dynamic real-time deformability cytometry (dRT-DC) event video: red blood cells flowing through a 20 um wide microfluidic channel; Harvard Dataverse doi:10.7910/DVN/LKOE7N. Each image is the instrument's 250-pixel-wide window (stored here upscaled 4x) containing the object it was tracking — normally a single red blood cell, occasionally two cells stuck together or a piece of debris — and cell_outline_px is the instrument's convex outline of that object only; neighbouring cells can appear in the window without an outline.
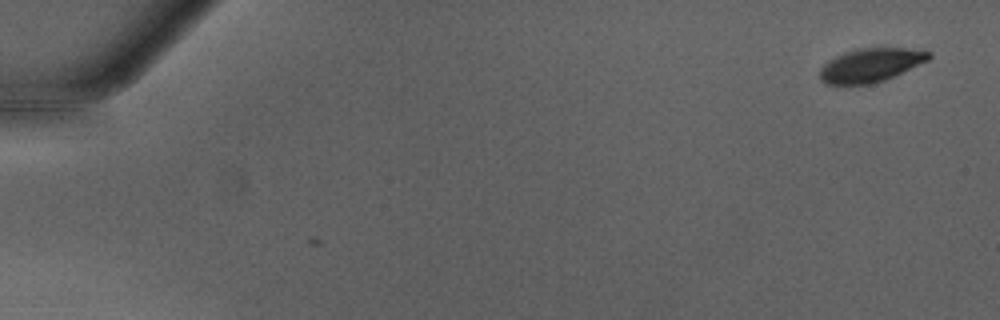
{"species": "Egyptian fruit bat (a non-hibernating species)", "species_latin": "Rousettus aegyptiacus", "temperature_condition": "warm", "stored_images_in_passage": 49, "camera_frame_rate_fps": 3000, "um_per_image_px": 0.085, "animal": {"sex": "male"}, "frame": {"image": 1, "passage_image": 1, "time_ms": 0.0, "image_size_px": [1000, 320], "cell_outline_px": [[932, 56], [928, 60], [884, 80], [868, 84], [824, 84], [820, 80], [820, 68], [828, 60], [844, 52], [864, 48], [904, 48], [932, 52]], "centroid_in_image_um": [73.98, 5.53], "position_along_channel_um": 11.0, "area_um2": 21.1}}
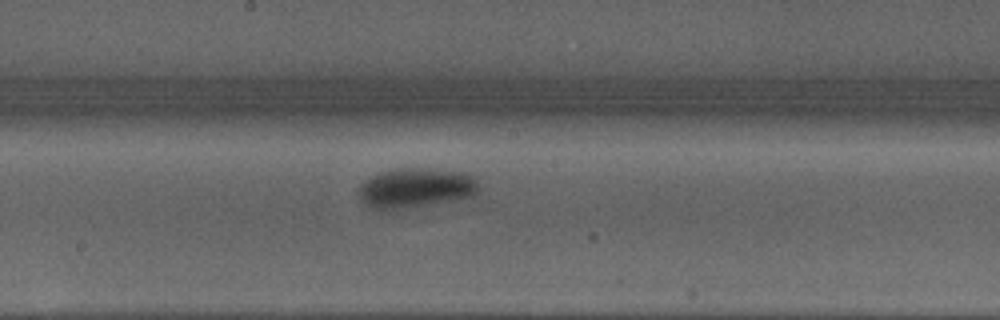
{"frame": {"image": 2, "passage_image": 27, "time_ms": 8.667, "image_size_px": [1000, 320], "cell_outline_px": [[480, 188], [472, 196], [448, 200], [396, 208], [376, 208], [360, 200], [356, 192], [360, 184], [380, 172], [392, 168], [436, 168], [468, 172], [476, 176]], "centroid_in_image_um": [35.37, 15.9], "position_along_channel_um": 212.8, "area_um2": 27.46}}
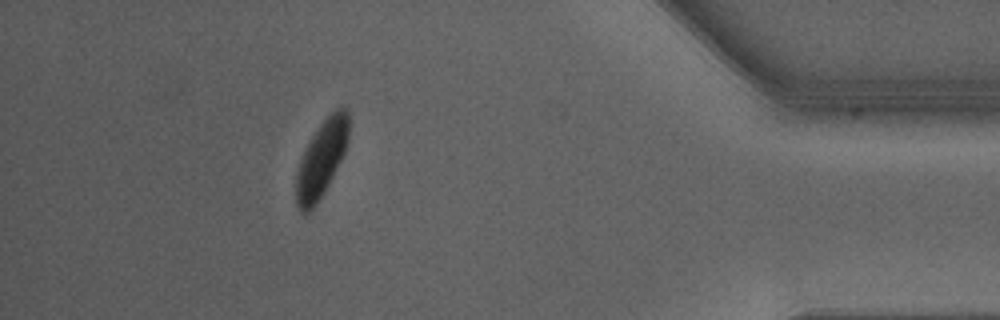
{"frame": {"image": 3, "passage_image": 44, "time_ms": 14.333, "image_size_px": [1000, 320], "cell_outline_px": [[348, 140], [344, 152], [324, 192], [316, 204], [308, 212], [300, 212], [296, 204], [296, 172], [300, 160], [312, 136], [320, 124], [340, 104], [344, 104], [348, 108]], "centroid_in_image_um": [27.33, 13.47], "position_along_channel_um": 407.9, "area_um2": 23.12}, "authors_computed_cell_mechanics": {"area_um2": 26.1256, "velocity_mm_per_s": 4.2363, "shape_relaxation_time_tau1_ms": 2.6988, "shape_relaxation_time_tau2_ms": null, "deformation_change_tau1": 0.1606, "deformation_change_tau2": null}}